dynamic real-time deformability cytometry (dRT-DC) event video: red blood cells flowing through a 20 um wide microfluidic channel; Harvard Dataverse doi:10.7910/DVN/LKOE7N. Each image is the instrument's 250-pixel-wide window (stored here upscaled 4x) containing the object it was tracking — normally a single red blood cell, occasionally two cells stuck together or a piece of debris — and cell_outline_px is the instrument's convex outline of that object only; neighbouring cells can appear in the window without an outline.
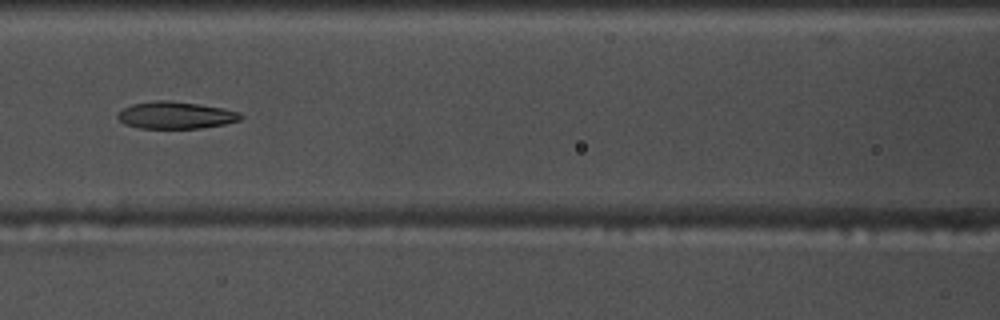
{"species": "common noctule bat (a hibernating species)", "species_latin": "Nyctalus noctula", "temperature_condition": "warm", "stored_images_in_passage": 37, "camera_frame_rate_fps": 3000, "um_per_image_px": 0.085, "animal": {"sex": "male", "body_mass_g": 17.5, "forearm_length_mm": 52.3}, "frame": {"image": 1, "passage_image": 11, "time_ms": 3.333, "image_size_px": [1000, 320], "cell_outline_px": [[244, 116], [240, 120], [224, 124], [200, 128], [140, 128], [124, 124], [116, 116], [124, 108], [132, 104], [156, 100], [168, 100], [224, 108], [240, 112]], "centroid_in_image_um": [14.95, 9.79], "position_along_channel_um": 151.7, "area_um2": 19.31}}